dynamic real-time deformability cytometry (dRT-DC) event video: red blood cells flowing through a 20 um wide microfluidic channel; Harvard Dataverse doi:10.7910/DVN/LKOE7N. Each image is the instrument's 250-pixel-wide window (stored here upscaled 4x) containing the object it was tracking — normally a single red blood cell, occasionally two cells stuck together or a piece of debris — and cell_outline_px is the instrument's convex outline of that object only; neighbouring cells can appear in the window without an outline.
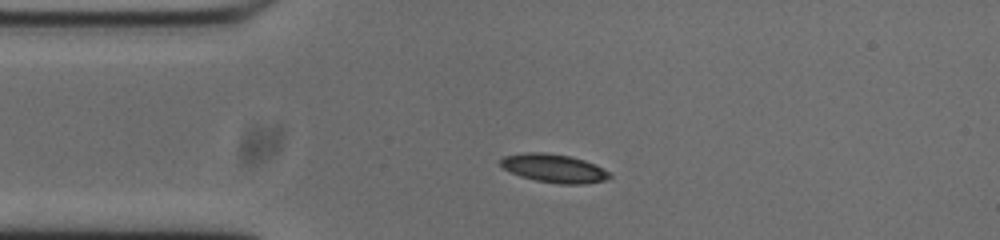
{"species": "common noctule bat (a hibernating species)", "species_latin": "Nyctalus noctula", "temperature_condition": "cold", "stored_images_in_passage": 50, "camera_frame_rate_fps": 3000, "um_per_image_px": 0.085, "animal": {"sex": "male", "body_mass_g": 20.0, "forearm_length_mm": 53.3}, "frame": {"image": 1, "passage_image": 8, "time_ms": 2.333, "image_size_px": [1000, 240], "cell_outline_px": [[612, 176], [604, 180], [584, 184], [560, 184], [536, 180], [520, 176], [504, 168], [500, 164], [500, 160], [504, 156], [524, 152], [544, 152], [568, 156], [584, 160], [596, 164], [608, 172]], "centroid_in_image_um": [47.08, 14.3], "position_along_channel_um": 37.9, "area_um2": 17.92}}
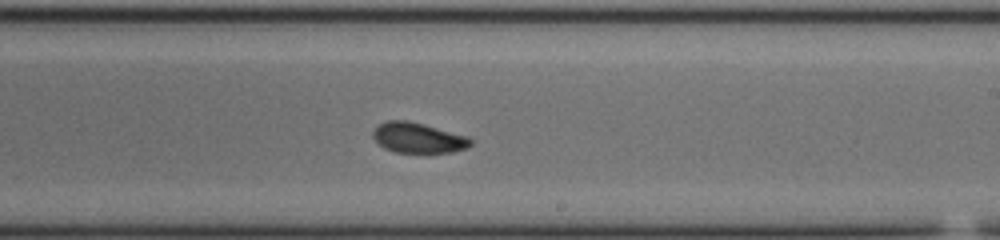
{"frame": {"image": 2, "passage_image": 27, "time_ms": 8.667, "image_size_px": [1000, 240], "cell_outline_px": [[472, 144], [468, 148], [452, 152], [396, 152], [384, 148], [372, 136], [372, 132], [376, 124], [388, 120], [408, 120], [424, 124], [468, 136], [472, 140]], "centroid_in_image_um": [35.53, 11.7], "position_along_channel_um": 253.5, "area_um2": 17.34}}
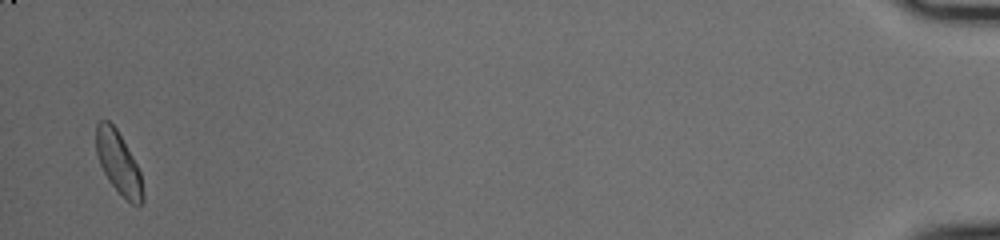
{"frame": {"image": 3, "passage_image": 49, "time_ms": 16.0, "image_size_px": [1000, 240], "cell_outline_px": [[144, 200], [140, 204], [132, 204], [112, 184], [104, 172], [100, 164], [96, 152], [96, 124], [100, 120], [108, 120], [116, 128], [132, 156], [140, 172], [144, 196]], "centroid_in_image_um": [10.06, 13.81], "position_along_channel_um": 425.1, "area_um2": 16.53}, "authors_computed_cell_mechanics": {"area_um2": 17.2822, "velocity_mm_per_s": 3.7215, "shape_relaxation_time_tau1_ms": 8.0108, "shape_relaxation_time_tau2_ms": 4.8594, "deformation_change_tau1": 0.1846, "deformation_change_tau2": 0.0938}}